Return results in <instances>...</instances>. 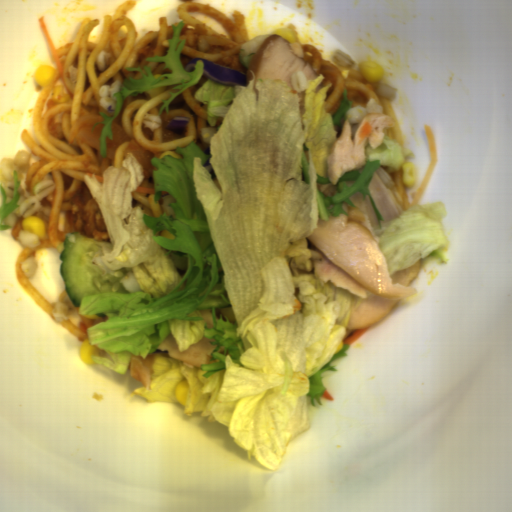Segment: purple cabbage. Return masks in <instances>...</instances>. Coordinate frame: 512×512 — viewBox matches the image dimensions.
<instances>
[{
  "instance_id": "2",
  "label": "purple cabbage",
  "mask_w": 512,
  "mask_h": 512,
  "mask_svg": "<svg viewBox=\"0 0 512 512\" xmlns=\"http://www.w3.org/2000/svg\"><path fill=\"white\" fill-rule=\"evenodd\" d=\"M190 120H191V118H189V117H181V116L174 117V118H172L168 129L184 136L186 127H187L188 123L190 122Z\"/></svg>"
},
{
  "instance_id": "1",
  "label": "purple cabbage",
  "mask_w": 512,
  "mask_h": 512,
  "mask_svg": "<svg viewBox=\"0 0 512 512\" xmlns=\"http://www.w3.org/2000/svg\"><path fill=\"white\" fill-rule=\"evenodd\" d=\"M203 62V74L219 85L245 87L247 86V73L226 67L207 59L191 58L185 65V72H194L198 61Z\"/></svg>"
}]
</instances>
